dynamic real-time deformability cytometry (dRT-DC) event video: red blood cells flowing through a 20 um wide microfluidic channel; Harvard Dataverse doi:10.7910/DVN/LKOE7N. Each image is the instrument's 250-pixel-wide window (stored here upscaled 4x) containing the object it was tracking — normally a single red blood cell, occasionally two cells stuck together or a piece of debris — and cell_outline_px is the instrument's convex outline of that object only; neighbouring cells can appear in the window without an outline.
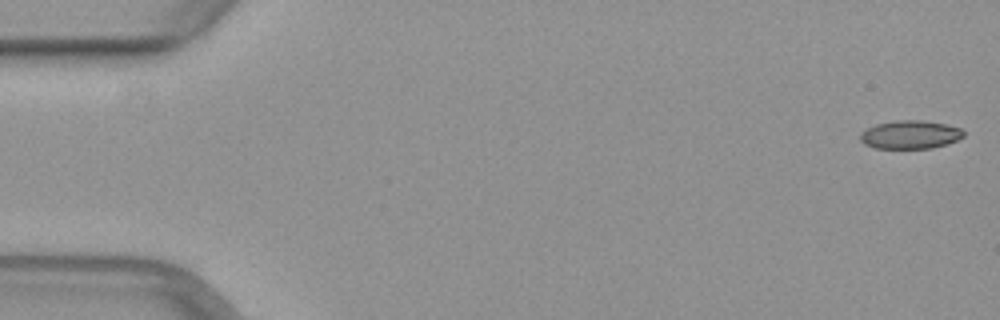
{"species": "common noctule bat (a hibernating species)", "species_latin": "Nyctalus noctula", "temperature_condition": "warm", "stored_images_in_passage": 51, "camera_frame_rate_fps": 3000, "um_per_image_px": 0.085, "animal": {"sex": "female", "body_mass_g": 29.2, "forearm_length_mm": 56.3}, "frame": {"image": 1, "passage_image": 1, "time_ms": 0.0, "image_size_px": [1000, 320], "cell_outline_px": [[964, 136], [948, 144], [932, 148], [876, 148], [864, 144], [860, 140], [860, 132], [876, 124], [896, 120], [920, 120], [948, 124], [960, 128], [964, 132]], "centroid_in_image_um": [77.37, 11.44], "position_along_channel_um": 7.6, "area_um2": 17.11}}